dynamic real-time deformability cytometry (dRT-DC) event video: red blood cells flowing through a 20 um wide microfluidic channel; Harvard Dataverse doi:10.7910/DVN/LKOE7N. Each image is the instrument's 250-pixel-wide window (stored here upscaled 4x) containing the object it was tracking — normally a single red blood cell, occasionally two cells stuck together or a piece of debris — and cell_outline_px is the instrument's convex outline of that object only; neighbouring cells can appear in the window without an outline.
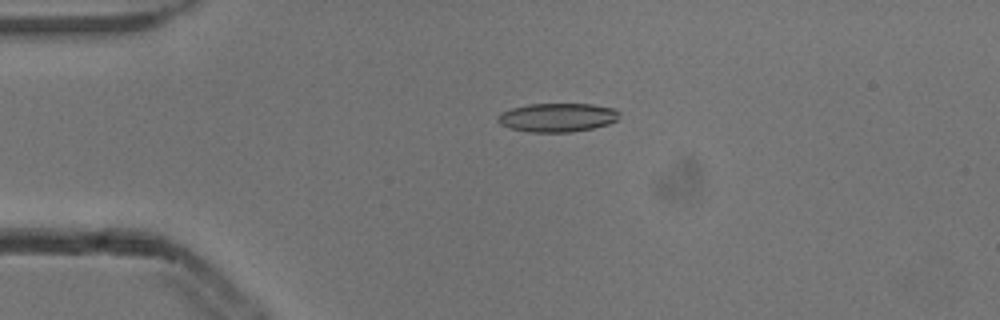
{"species": "common noctule bat (a hibernating species)", "species_latin": "Nyctalus noctula", "temperature_condition": "cold", "stored_images_in_passage": 2, "camera_frame_rate_fps": 3000, "um_per_image_px": 0.085, "animal": {"sex": "male", "body_mass_g": 13.3}, "frame": {"image": 1, "passage_image": 1, "time_ms": 0.0, "image_size_px": [1000, 320], "cell_outline_px": [[620, 112], [616, 120], [608, 124], [592, 128], [572, 132], [528, 132], [508, 128], [500, 124], [496, 120], [496, 116], [500, 112], [512, 108], [528, 104], [592, 104], [616, 108]], "centroid_in_image_um": [47.34, 9.98], "position_along_channel_um": 37.7, "area_um2": 20.58}}